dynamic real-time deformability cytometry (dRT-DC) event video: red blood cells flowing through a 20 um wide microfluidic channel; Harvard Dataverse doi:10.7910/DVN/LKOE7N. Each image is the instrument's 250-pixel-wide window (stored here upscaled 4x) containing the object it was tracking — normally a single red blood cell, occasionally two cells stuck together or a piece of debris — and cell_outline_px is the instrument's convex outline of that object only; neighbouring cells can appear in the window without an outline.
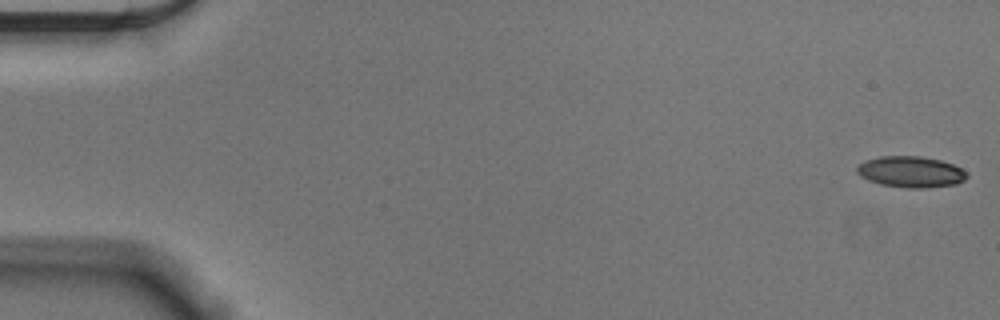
{"species": "Egyptian fruit bat (a non-hibernating species)", "species_latin": "Rousettus aegyptiacus", "temperature_condition": "cold", "stored_images_in_passage": 55, "camera_frame_rate_fps": 3000, "um_per_image_px": 0.085, "animal": {"sex": "male"}, "frame": {"image": 1, "passage_image": 1, "time_ms": 0.0, "image_size_px": [1000, 320], "cell_outline_px": [[968, 176], [964, 180], [956, 184], [924, 188], [908, 188], [880, 184], [868, 180], [860, 176], [856, 172], [856, 168], [864, 160], [880, 156], [920, 156], [940, 160], [952, 164], [968, 172]], "centroid_in_image_um": [77.41, 14.6], "position_along_channel_um": 7.6, "area_um2": 20.0}}
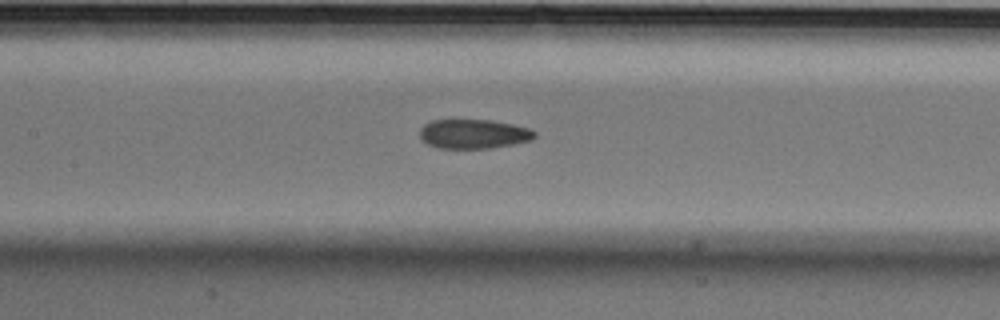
{"frame": {"image": 2, "passage_image": 26, "time_ms": 8.333, "image_size_px": [1000, 320], "cell_outline_px": [[536, 136], [532, 140], [512, 144], [488, 148], [436, 148], [428, 144], [420, 136], [420, 128], [424, 124], [432, 120], [452, 116], [492, 120], [512, 124], [528, 128], [536, 132]], "centroid_in_image_um": [40.2, 11.32], "position_along_channel_um": 167.2, "area_um2": 20.4}}
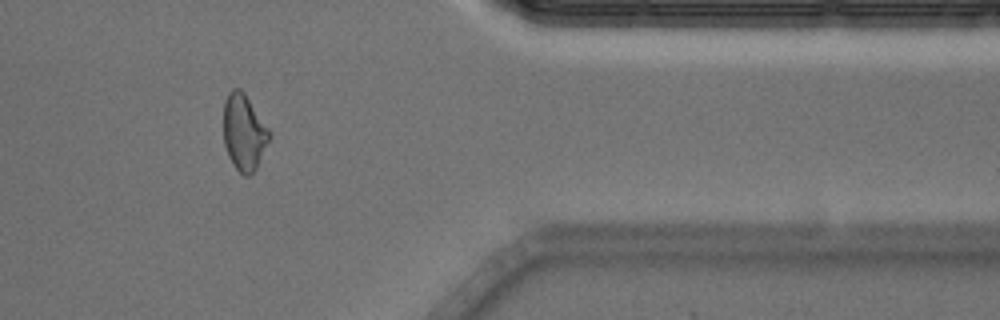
{"frame": {"image": 3, "passage_image": 46, "time_ms": 15.0, "image_size_px": [1000, 320], "cell_outline_px": [[272, 136], [256, 168], [248, 176], [244, 176], [232, 164], [228, 156], [224, 144], [224, 100], [228, 92], [232, 88], [240, 88], [244, 92], [272, 132]], "centroid_in_image_um": [20.75, 11.23], "position_along_channel_um": 390.7, "area_um2": 20.58}, "authors_computed_cell_mechanics": {"area_um2": 20.4612, "velocity_mm_per_s": 3.6371, "shape_relaxation_time_tau1_ms": null, "shape_relaxation_time_tau2_ms": 2.4219, "deformation_change_tau1": null, "deformation_change_tau2": 0.0892}}